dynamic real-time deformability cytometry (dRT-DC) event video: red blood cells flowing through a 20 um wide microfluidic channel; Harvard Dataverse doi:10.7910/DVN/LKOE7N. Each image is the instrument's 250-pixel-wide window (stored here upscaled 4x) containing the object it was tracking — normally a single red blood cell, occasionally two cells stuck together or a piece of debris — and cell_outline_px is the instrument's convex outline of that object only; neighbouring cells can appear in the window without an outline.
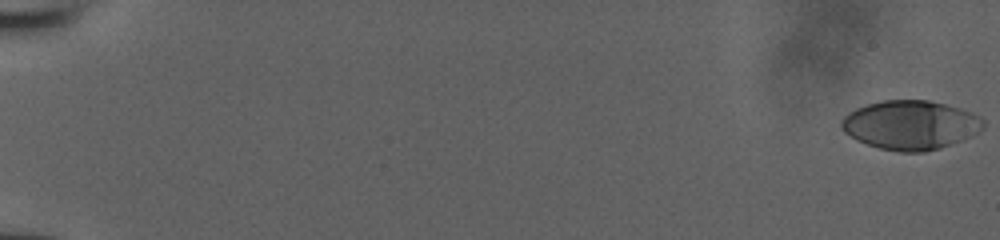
{"species": "human", "species_latin": "Homo sapiens", "temperature_condition": "room temperature", "stored_images_in_passage": 53, "camera_frame_rate_fps": 3000, "um_per_image_px": 0.085, "donor": {"sex": "male"}, "frame": {"image": 1, "passage_image": 1, "time_ms": 0.0, "image_size_px": [1000, 240], "cell_outline_px": [[984, 128], [960, 140], [940, 148], [924, 152], [900, 152], [880, 148], [856, 140], [844, 132], [840, 128], [840, 124], [844, 116], [848, 112], [856, 108], [868, 104], [884, 100], [928, 100], [960, 108], [984, 120]], "centroid_in_image_um": [77.34, 10.62], "position_along_channel_um": 7.7, "area_um2": 40.23}}
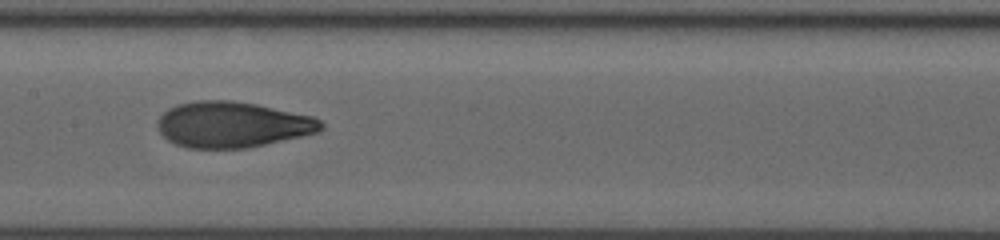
{"frame": {"image": 2, "passage_image": 30, "time_ms": 9.667, "image_size_px": [1000, 240], "cell_outline_px": [[324, 128], [320, 132], [248, 148], [188, 148], [176, 144], [168, 140], [160, 132], [156, 124], [160, 116], [168, 108], [176, 104], [196, 100], [232, 100], [256, 104], [312, 116], [320, 120], [324, 124]], "centroid_in_image_um": [19.75, 10.59], "position_along_channel_um": 187.7, "area_um2": 43.81}}
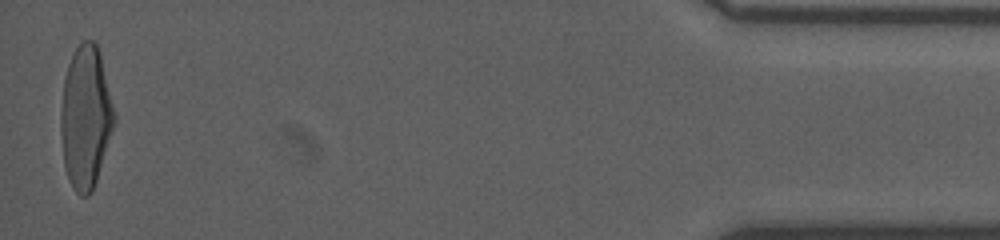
{"frame": {"image": 3, "passage_image": 53, "time_ms": 17.333, "image_size_px": [1000, 240], "cell_outline_px": [[116, 120], [92, 192], [88, 196], [80, 196], [72, 188], [64, 168], [60, 132], [60, 112], [64, 80], [68, 64], [76, 48], [84, 40], [92, 40], [96, 44], [100, 52], [116, 116]], "centroid_in_image_um": [7.27, 9.98], "position_along_channel_um": 427.9, "area_um2": 44.45}}